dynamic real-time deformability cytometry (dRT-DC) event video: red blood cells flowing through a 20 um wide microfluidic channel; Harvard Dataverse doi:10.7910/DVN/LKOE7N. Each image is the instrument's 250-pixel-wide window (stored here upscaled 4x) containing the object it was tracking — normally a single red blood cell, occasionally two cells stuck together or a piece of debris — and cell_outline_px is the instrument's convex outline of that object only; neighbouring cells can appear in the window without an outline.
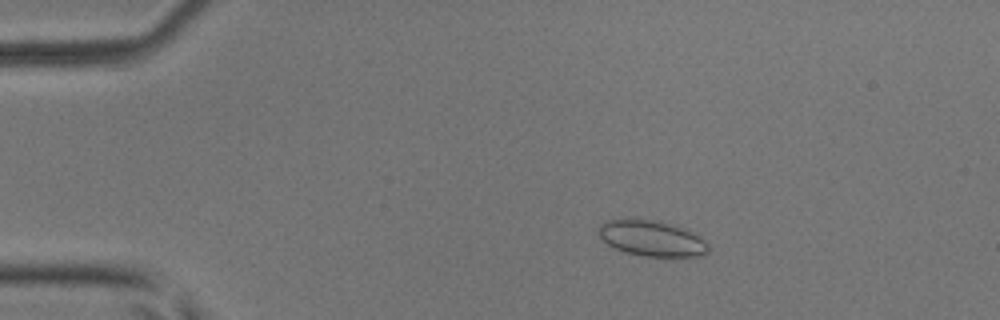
{"species": "common noctule bat (a hibernating species)", "species_latin": "Nyctalus noctula", "temperature_condition": "room temperature", "stored_images_in_passage": 7, "camera_frame_rate_fps": 3000, "um_per_image_px": 0.085, "animal": {"sex": "male", "body_mass_g": 17.9, "forearm_length_mm": 54.2}, "frame": {"image": 1, "passage_image": 2, "time_ms": 0.333, "image_size_px": [1000, 320], "cell_outline_px": [[708, 252], [704, 256], [644, 256], [624, 252], [612, 248], [596, 232], [600, 224], [604, 220], [628, 216], [656, 220], [684, 228], [696, 232], [708, 244]], "centroid_in_image_um": [55.35, 20.22], "position_along_channel_um": 29.7, "area_um2": 23.64}}
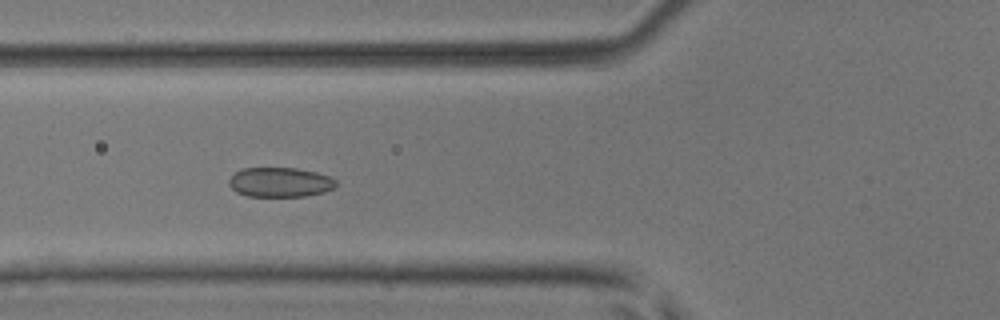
{"frame": {"image": 2, "passage_image": 5, "time_ms": 1.333, "image_size_px": [1000, 320], "cell_outline_px": [[336, 188], [324, 192], [304, 196], [248, 196], [236, 192], [228, 184], [228, 180], [240, 168], [296, 168], [316, 172], [328, 176], [336, 180]], "centroid_in_image_um": [23.8, 15.49], "position_along_channel_um": 102.0, "area_um2": 18.5}}
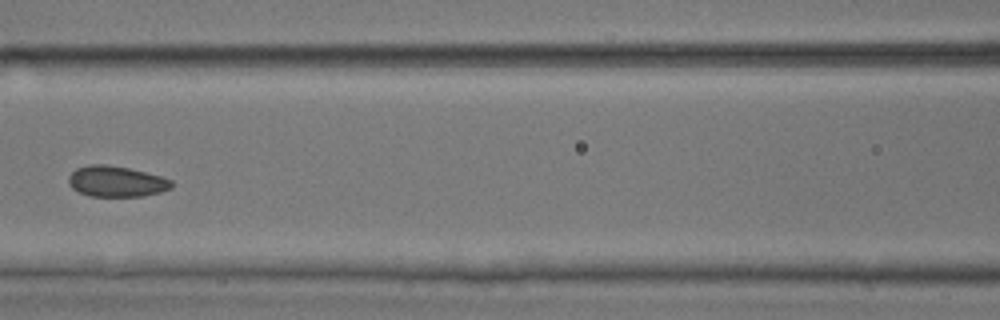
{"frame": {"image": 3, "passage_image": 6, "time_ms": 1.667, "image_size_px": [1000, 320], "cell_outline_px": [[172, 188], [160, 192], [144, 196], [88, 196], [72, 188], [68, 184], [68, 176], [76, 168], [88, 164], [104, 164], [128, 168], [160, 176], [172, 180]], "centroid_in_image_um": [9.86, 15.42], "position_along_channel_um": 156.7, "area_um2": 18.5}}